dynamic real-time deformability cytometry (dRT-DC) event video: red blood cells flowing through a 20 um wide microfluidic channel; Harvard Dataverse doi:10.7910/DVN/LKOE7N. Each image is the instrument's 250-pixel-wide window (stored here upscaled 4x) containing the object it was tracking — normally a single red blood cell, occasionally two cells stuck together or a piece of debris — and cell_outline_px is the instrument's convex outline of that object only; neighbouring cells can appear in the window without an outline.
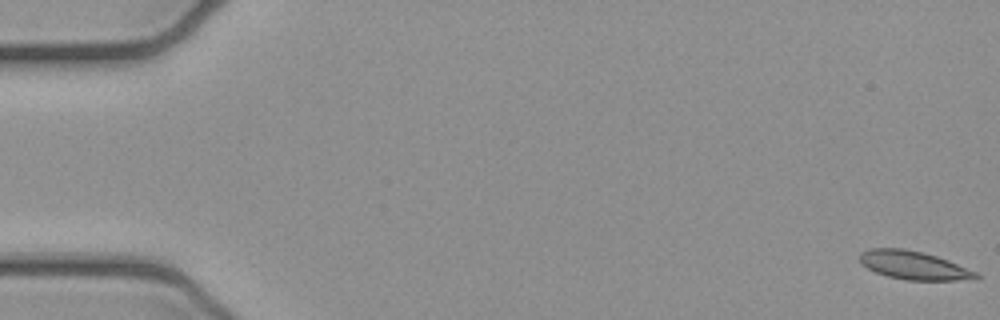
{"species": "common noctule bat (a hibernating species)", "species_latin": "Nyctalus noctula", "temperature_condition": "cold", "stored_images_in_passage": 7, "camera_frame_rate_fps": 3000, "um_per_image_px": 0.085, "animal": {"sex": "female", "body_mass_g": 21.9}, "frame": {"image": 1, "passage_image": 1, "time_ms": 0.0, "image_size_px": [1000, 320], "cell_outline_px": [[980, 276], [976, 280], [904, 280], [888, 276], [876, 272], [860, 264], [860, 252], [868, 248], [904, 248], [924, 252], [948, 260], [976, 272]], "centroid_in_image_um": [77.66, 22.55], "position_along_channel_um": 7.3, "area_um2": 19.36}}
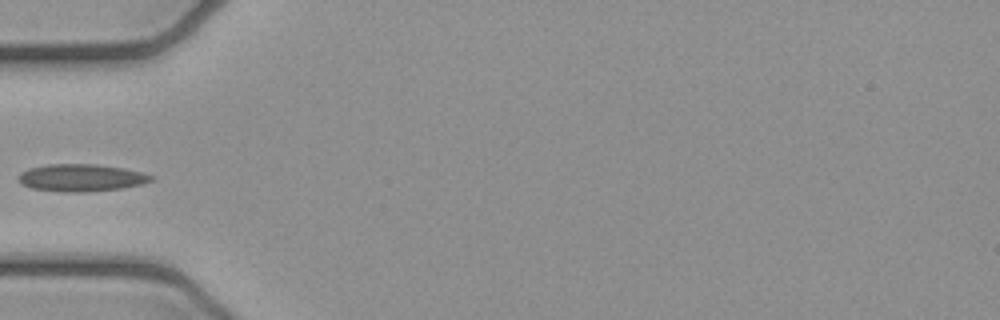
{"frame": {"image": 2, "passage_image": 5, "time_ms": 1.333, "image_size_px": [1000, 320], "cell_outline_px": [[156, 180], [144, 184], [120, 188], [84, 192], [64, 192], [32, 188], [20, 184], [20, 172], [28, 168], [48, 164], [96, 164], [124, 168], [144, 172], [156, 176]], "centroid_in_image_um": [6.98, 15.1], "position_along_channel_um": 78.0, "area_um2": 21.33}}
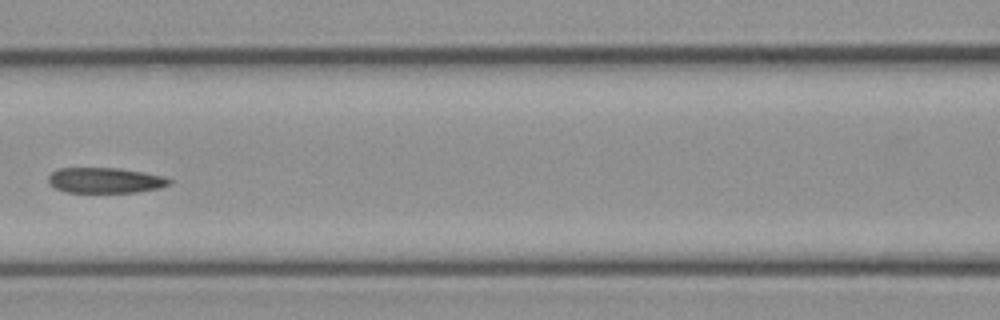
{"frame": {"image": 3, "passage_image": 7, "time_ms": 2.0, "image_size_px": [1000, 320], "cell_outline_px": [[172, 184], [160, 188], [136, 192], [64, 192], [48, 184], [48, 176], [52, 172], [60, 168], [120, 168], [164, 176], [172, 180]], "centroid_in_image_um": [8.95, 15.33], "position_along_channel_um": 157.6, "area_um2": 18.03}}